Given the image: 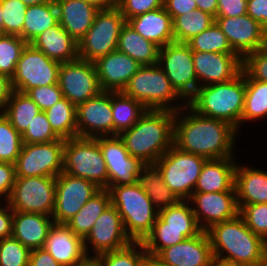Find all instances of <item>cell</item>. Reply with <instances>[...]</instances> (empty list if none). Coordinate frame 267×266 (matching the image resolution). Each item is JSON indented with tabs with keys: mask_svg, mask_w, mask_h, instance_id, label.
I'll return each mask as SVG.
<instances>
[{
	"mask_svg": "<svg viewBox=\"0 0 267 266\" xmlns=\"http://www.w3.org/2000/svg\"><path fill=\"white\" fill-rule=\"evenodd\" d=\"M187 107L191 115L179 117L178 110L175 112L173 145L206 159L232 157L236 129L229 123L199 114L189 104Z\"/></svg>",
	"mask_w": 267,
	"mask_h": 266,
	"instance_id": "6da1fadb",
	"label": "cell"
},
{
	"mask_svg": "<svg viewBox=\"0 0 267 266\" xmlns=\"http://www.w3.org/2000/svg\"><path fill=\"white\" fill-rule=\"evenodd\" d=\"M172 110L147 109L128 130L119 134L131 156L144 164H155L173 145Z\"/></svg>",
	"mask_w": 267,
	"mask_h": 266,
	"instance_id": "7a4b0ae2",
	"label": "cell"
},
{
	"mask_svg": "<svg viewBox=\"0 0 267 266\" xmlns=\"http://www.w3.org/2000/svg\"><path fill=\"white\" fill-rule=\"evenodd\" d=\"M245 90L246 72L242 69L231 81L201 84L187 104L199 114L229 123L237 130L242 123Z\"/></svg>",
	"mask_w": 267,
	"mask_h": 266,
	"instance_id": "3957f363",
	"label": "cell"
},
{
	"mask_svg": "<svg viewBox=\"0 0 267 266\" xmlns=\"http://www.w3.org/2000/svg\"><path fill=\"white\" fill-rule=\"evenodd\" d=\"M207 233L214 258L241 262L249 266H257L263 261V239L246 226L240 215L214 224ZM224 251L227 252L226 256H222Z\"/></svg>",
	"mask_w": 267,
	"mask_h": 266,
	"instance_id": "277c9868",
	"label": "cell"
},
{
	"mask_svg": "<svg viewBox=\"0 0 267 266\" xmlns=\"http://www.w3.org/2000/svg\"><path fill=\"white\" fill-rule=\"evenodd\" d=\"M111 204L118 210L124 229L133 242H142L159 215L152 201L138 185L108 186Z\"/></svg>",
	"mask_w": 267,
	"mask_h": 266,
	"instance_id": "5b68a950",
	"label": "cell"
},
{
	"mask_svg": "<svg viewBox=\"0 0 267 266\" xmlns=\"http://www.w3.org/2000/svg\"><path fill=\"white\" fill-rule=\"evenodd\" d=\"M127 96L140 101L147 109L183 111L184 107L167 106L181 96L172 87L170 80L158 64L143 65L130 78L122 91Z\"/></svg>",
	"mask_w": 267,
	"mask_h": 266,
	"instance_id": "8992f818",
	"label": "cell"
},
{
	"mask_svg": "<svg viewBox=\"0 0 267 266\" xmlns=\"http://www.w3.org/2000/svg\"><path fill=\"white\" fill-rule=\"evenodd\" d=\"M63 172L89 180L101 189L108 187L106 161L95 138L65 140Z\"/></svg>",
	"mask_w": 267,
	"mask_h": 266,
	"instance_id": "52a82bcc",
	"label": "cell"
},
{
	"mask_svg": "<svg viewBox=\"0 0 267 266\" xmlns=\"http://www.w3.org/2000/svg\"><path fill=\"white\" fill-rule=\"evenodd\" d=\"M207 159L172 147L154 164L161 172L167 187L180 199L194 193L202 167Z\"/></svg>",
	"mask_w": 267,
	"mask_h": 266,
	"instance_id": "ba28073f",
	"label": "cell"
},
{
	"mask_svg": "<svg viewBox=\"0 0 267 266\" xmlns=\"http://www.w3.org/2000/svg\"><path fill=\"white\" fill-rule=\"evenodd\" d=\"M125 24L126 19L116 5L99 9L92 26L78 42L79 58L94 62L117 50L119 35Z\"/></svg>",
	"mask_w": 267,
	"mask_h": 266,
	"instance_id": "9c48e42d",
	"label": "cell"
},
{
	"mask_svg": "<svg viewBox=\"0 0 267 266\" xmlns=\"http://www.w3.org/2000/svg\"><path fill=\"white\" fill-rule=\"evenodd\" d=\"M157 64L181 97L190 100L196 94L200 85L195 74L193 51L187 43L174 41L160 48Z\"/></svg>",
	"mask_w": 267,
	"mask_h": 266,
	"instance_id": "30bf717a",
	"label": "cell"
},
{
	"mask_svg": "<svg viewBox=\"0 0 267 266\" xmlns=\"http://www.w3.org/2000/svg\"><path fill=\"white\" fill-rule=\"evenodd\" d=\"M65 139L23 143L15 162L16 177H57L63 172Z\"/></svg>",
	"mask_w": 267,
	"mask_h": 266,
	"instance_id": "8fae6325",
	"label": "cell"
},
{
	"mask_svg": "<svg viewBox=\"0 0 267 266\" xmlns=\"http://www.w3.org/2000/svg\"><path fill=\"white\" fill-rule=\"evenodd\" d=\"M60 65L28 43L10 79L12 90L26 93L34 87L58 84Z\"/></svg>",
	"mask_w": 267,
	"mask_h": 266,
	"instance_id": "7c38bea8",
	"label": "cell"
},
{
	"mask_svg": "<svg viewBox=\"0 0 267 266\" xmlns=\"http://www.w3.org/2000/svg\"><path fill=\"white\" fill-rule=\"evenodd\" d=\"M56 177H16L8 200L13 211L51 216L55 206Z\"/></svg>",
	"mask_w": 267,
	"mask_h": 266,
	"instance_id": "4fadbf2b",
	"label": "cell"
},
{
	"mask_svg": "<svg viewBox=\"0 0 267 266\" xmlns=\"http://www.w3.org/2000/svg\"><path fill=\"white\" fill-rule=\"evenodd\" d=\"M58 84L63 97L76 107L102 92L94 63L80 58L61 63Z\"/></svg>",
	"mask_w": 267,
	"mask_h": 266,
	"instance_id": "5bb4252c",
	"label": "cell"
},
{
	"mask_svg": "<svg viewBox=\"0 0 267 266\" xmlns=\"http://www.w3.org/2000/svg\"><path fill=\"white\" fill-rule=\"evenodd\" d=\"M100 189L89 180L61 172L56 177L54 223L66 224Z\"/></svg>",
	"mask_w": 267,
	"mask_h": 266,
	"instance_id": "9a60e30c",
	"label": "cell"
},
{
	"mask_svg": "<svg viewBox=\"0 0 267 266\" xmlns=\"http://www.w3.org/2000/svg\"><path fill=\"white\" fill-rule=\"evenodd\" d=\"M100 146L108 171V186L137 183L142 168L146 165L130 155L119 135L95 138Z\"/></svg>",
	"mask_w": 267,
	"mask_h": 266,
	"instance_id": "2e32d148",
	"label": "cell"
},
{
	"mask_svg": "<svg viewBox=\"0 0 267 266\" xmlns=\"http://www.w3.org/2000/svg\"><path fill=\"white\" fill-rule=\"evenodd\" d=\"M76 126L77 137L114 136L111 92L102 91L96 97L79 104L76 107Z\"/></svg>",
	"mask_w": 267,
	"mask_h": 266,
	"instance_id": "e0dca14e",
	"label": "cell"
},
{
	"mask_svg": "<svg viewBox=\"0 0 267 266\" xmlns=\"http://www.w3.org/2000/svg\"><path fill=\"white\" fill-rule=\"evenodd\" d=\"M88 241L96 252V256L93 257L122 249L133 242L124 229L118 210L112 204L99 216L88 235L83 239L87 257H89L87 254L88 244H86Z\"/></svg>",
	"mask_w": 267,
	"mask_h": 266,
	"instance_id": "ac0fdd59",
	"label": "cell"
},
{
	"mask_svg": "<svg viewBox=\"0 0 267 266\" xmlns=\"http://www.w3.org/2000/svg\"><path fill=\"white\" fill-rule=\"evenodd\" d=\"M189 199L198 207L192 209L202 231L239 215L236 192L193 193Z\"/></svg>",
	"mask_w": 267,
	"mask_h": 266,
	"instance_id": "d6986e66",
	"label": "cell"
},
{
	"mask_svg": "<svg viewBox=\"0 0 267 266\" xmlns=\"http://www.w3.org/2000/svg\"><path fill=\"white\" fill-rule=\"evenodd\" d=\"M195 74L208 85L233 80L242 72L243 59L237 53L193 51Z\"/></svg>",
	"mask_w": 267,
	"mask_h": 266,
	"instance_id": "ffe728a7",
	"label": "cell"
},
{
	"mask_svg": "<svg viewBox=\"0 0 267 266\" xmlns=\"http://www.w3.org/2000/svg\"><path fill=\"white\" fill-rule=\"evenodd\" d=\"M215 23L226 35L231 48L242 59L262 47L264 29L248 14L238 17H215Z\"/></svg>",
	"mask_w": 267,
	"mask_h": 266,
	"instance_id": "44dd1931",
	"label": "cell"
},
{
	"mask_svg": "<svg viewBox=\"0 0 267 266\" xmlns=\"http://www.w3.org/2000/svg\"><path fill=\"white\" fill-rule=\"evenodd\" d=\"M102 91H123L142 66L129 55L115 50L93 62Z\"/></svg>",
	"mask_w": 267,
	"mask_h": 266,
	"instance_id": "7402d4cb",
	"label": "cell"
},
{
	"mask_svg": "<svg viewBox=\"0 0 267 266\" xmlns=\"http://www.w3.org/2000/svg\"><path fill=\"white\" fill-rule=\"evenodd\" d=\"M158 256L168 266H211L214 258L207 231L163 249Z\"/></svg>",
	"mask_w": 267,
	"mask_h": 266,
	"instance_id": "603a6c76",
	"label": "cell"
},
{
	"mask_svg": "<svg viewBox=\"0 0 267 266\" xmlns=\"http://www.w3.org/2000/svg\"><path fill=\"white\" fill-rule=\"evenodd\" d=\"M43 248L62 266L77 265L88 258L83 239L75 235L66 224L52 225Z\"/></svg>",
	"mask_w": 267,
	"mask_h": 266,
	"instance_id": "cb8c5ba5",
	"label": "cell"
},
{
	"mask_svg": "<svg viewBox=\"0 0 267 266\" xmlns=\"http://www.w3.org/2000/svg\"><path fill=\"white\" fill-rule=\"evenodd\" d=\"M59 24L78 43L92 26L99 9L84 0H54Z\"/></svg>",
	"mask_w": 267,
	"mask_h": 266,
	"instance_id": "d4e9b609",
	"label": "cell"
},
{
	"mask_svg": "<svg viewBox=\"0 0 267 266\" xmlns=\"http://www.w3.org/2000/svg\"><path fill=\"white\" fill-rule=\"evenodd\" d=\"M232 157L207 159L202 167L194 193L236 192Z\"/></svg>",
	"mask_w": 267,
	"mask_h": 266,
	"instance_id": "484cf974",
	"label": "cell"
},
{
	"mask_svg": "<svg viewBox=\"0 0 267 266\" xmlns=\"http://www.w3.org/2000/svg\"><path fill=\"white\" fill-rule=\"evenodd\" d=\"M53 224L44 214L13 211L12 236L30 251L43 248Z\"/></svg>",
	"mask_w": 267,
	"mask_h": 266,
	"instance_id": "4316f807",
	"label": "cell"
},
{
	"mask_svg": "<svg viewBox=\"0 0 267 266\" xmlns=\"http://www.w3.org/2000/svg\"><path fill=\"white\" fill-rule=\"evenodd\" d=\"M145 39L160 48L174 42L173 20L164 6L126 21Z\"/></svg>",
	"mask_w": 267,
	"mask_h": 266,
	"instance_id": "83f0119b",
	"label": "cell"
},
{
	"mask_svg": "<svg viewBox=\"0 0 267 266\" xmlns=\"http://www.w3.org/2000/svg\"><path fill=\"white\" fill-rule=\"evenodd\" d=\"M30 44L47 57L60 63L79 58L78 43L59 24V22L36 36Z\"/></svg>",
	"mask_w": 267,
	"mask_h": 266,
	"instance_id": "f1b7e54d",
	"label": "cell"
},
{
	"mask_svg": "<svg viewBox=\"0 0 267 266\" xmlns=\"http://www.w3.org/2000/svg\"><path fill=\"white\" fill-rule=\"evenodd\" d=\"M234 187L239 210L246 204L267 203L265 171L236 166Z\"/></svg>",
	"mask_w": 267,
	"mask_h": 266,
	"instance_id": "f546056e",
	"label": "cell"
},
{
	"mask_svg": "<svg viewBox=\"0 0 267 266\" xmlns=\"http://www.w3.org/2000/svg\"><path fill=\"white\" fill-rule=\"evenodd\" d=\"M117 50L143 66L158 63L160 47L145 39L126 22L119 35Z\"/></svg>",
	"mask_w": 267,
	"mask_h": 266,
	"instance_id": "4dcf8cb0",
	"label": "cell"
},
{
	"mask_svg": "<svg viewBox=\"0 0 267 266\" xmlns=\"http://www.w3.org/2000/svg\"><path fill=\"white\" fill-rule=\"evenodd\" d=\"M137 183L145 191L153 205H156L158 211L175 205L180 201L167 187L161 172L154 164H148L142 168Z\"/></svg>",
	"mask_w": 267,
	"mask_h": 266,
	"instance_id": "1f68e13d",
	"label": "cell"
},
{
	"mask_svg": "<svg viewBox=\"0 0 267 266\" xmlns=\"http://www.w3.org/2000/svg\"><path fill=\"white\" fill-rule=\"evenodd\" d=\"M110 204L108 189H100L66 225L75 235L84 239Z\"/></svg>",
	"mask_w": 267,
	"mask_h": 266,
	"instance_id": "d6a6232c",
	"label": "cell"
},
{
	"mask_svg": "<svg viewBox=\"0 0 267 266\" xmlns=\"http://www.w3.org/2000/svg\"><path fill=\"white\" fill-rule=\"evenodd\" d=\"M111 107L114 136L130 129L147 110L140 101L127 96L122 91L111 92Z\"/></svg>",
	"mask_w": 267,
	"mask_h": 266,
	"instance_id": "836d02e7",
	"label": "cell"
},
{
	"mask_svg": "<svg viewBox=\"0 0 267 266\" xmlns=\"http://www.w3.org/2000/svg\"><path fill=\"white\" fill-rule=\"evenodd\" d=\"M58 11L54 1L28 6L22 30V39L30 43L36 36L58 23Z\"/></svg>",
	"mask_w": 267,
	"mask_h": 266,
	"instance_id": "e575fe53",
	"label": "cell"
},
{
	"mask_svg": "<svg viewBox=\"0 0 267 266\" xmlns=\"http://www.w3.org/2000/svg\"><path fill=\"white\" fill-rule=\"evenodd\" d=\"M39 112L41 109L26 93L12 90L4 112L1 113L22 135Z\"/></svg>",
	"mask_w": 267,
	"mask_h": 266,
	"instance_id": "d590c367",
	"label": "cell"
},
{
	"mask_svg": "<svg viewBox=\"0 0 267 266\" xmlns=\"http://www.w3.org/2000/svg\"><path fill=\"white\" fill-rule=\"evenodd\" d=\"M45 113L52 129L61 139L77 137L76 106L67 98H61Z\"/></svg>",
	"mask_w": 267,
	"mask_h": 266,
	"instance_id": "8d00e7d4",
	"label": "cell"
},
{
	"mask_svg": "<svg viewBox=\"0 0 267 266\" xmlns=\"http://www.w3.org/2000/svg\"><path fill=\"white\" fill-rule=\"evenodd\" d=\"M215 22L211 14L195 9L177 16L173 20V33L176 42H187L193 36L205 31Z\"/></svg>",
	"mask_w": 267,
	"mask_h": 266,
	"instance_id": "74e56055",
	"label": "cell"
},
{
	"mask_svg": "<svg viewBox=\"0 0 267 266\" xmlns=\"http://www.w3.org/2000/svg\"><path fill=\"white\" fill-rule=\"evenodd\" d=\"M201 231V229L152 228L142 244L146 252L158 255L163 249L192 238Z\"/></svg>",
	"mask_w": 267,
	"mask_h": 266,
	"instance_id": "f35d334b",
	"label": "cell"
},
{
	"mask_svg": "<svg viewBox=\"0 0 267 266\" xmlns=\"http://www.w3.org/2000/svg\"><path fill=\"white\" fill-rule=\"evenodd\" d=\"M267 116V82L252 79L246 73V90L241 121Z\"/></svg>",
	"mask_w": 267,
	"mask_h": 266,
	"instance_id": "ab89813d",
	"label": "cell"
},
{
	"mask_svg": "<svg viewBox=\"0 0 267 266\" xmlns=\"http://www.w3.org/2000/svg\"><path fill=\"white\" fill-rule=\"evenodd\" d=\"M153 228L201 229L193 209L185 203V200L160 210Z\"/></svg>",
	"mask_w": 267,
	"mask_h": 266,
	"instance_id": "60d3db41",
	"label": "cell"
},
{
	"mask_svg": "<svg viewBox=\"0 0 267 266\" xmlns=\"http://www.w3.org/2000/svg\"><path fill=\"white\" fill-rule=\"evenodd\" d=\"M192 51L236 53L220 27L214 22L209 28L186 42Z\"/></svg>",
	"mask_w": 267,
	"mask_h": 266,
	"instance_id": "b9f144b4",
	"label": "cell"
},
{
	"mask_svg": "<svg viewBox=\"0 0 267 266\" xmlns=\"http://www.w3.org/2000/svg\"><path fill=\"white\" fill-rule=\"evenodd\" d=\"M22 145V135L0 113V162L15 164Z\"/></svg>",
	"mask_w": 267,
	"mask_h": 266,
	"instance_id": "7bdbcfd3",
	"label": "cell"
},
{
	"mask_svg": "<svg viewBox=\"0 0 267 266\" xmlns=\"http://www.w3.org/2000/svg\"><path fill=\"white\" fill-rule=\"evenodd\" d=\"M27 44L16 35L0 37V74L7 76L9 79L13 77L17 61Z\"/></svg>",
	"mask_w": 267,
	"mask_h": 266,
	"instance_id": "ee69618b",
	"label": "cell"
},
{
	"mask_svg": "<svg viewBox=\"0 0 267 266\" xmlns=\"http://www.w3.org/2000/svg\"><path fill=\"white\" fill-rule=\"evenodd\" d=\"M137 246V247H134ZM143 250L138 253V248ZM146 253L142 242H132L127 247L98 255V266H142V258Z\"/></svg>",
	"mask_w": 267,
	"mask_h": 266,
	"instance_id": "f6af8a7d",
	"label": "cell"
},
{
	"mask_svg": "<svg viewBox=\"0 0 267 266\" xmlns=\"http://www.w3.org/2000/svg\"><path fill=\"white\" fill-rule=\"evenodd\" d=\"M5 35L22 38L25 13L28 6L21 0H1Z\"/></svg>",
	"mask_w": 267,
	"mask_h": 266,
	"instance_id": "bcb514c9",
	"label": "cell"
},
{
	"mask_svg": "<svg viewBox=\"0 0 267 266\" xmlns=\"http://www.w3.org/2000/svg\"><path fill=\"white\" fill-rule=\"evenodd\" d=\"M61 138L54 132L45 111L34 116L33 121L22 134V141L26 144L52 142Z\"/></svg>",
	"mask_w": 267,
	"mask_h": 266,
	"instance_id": "7dc6e473",
	"label": "cell"
},
{
	"mask_svg": "<svg viewBox=\"0 0 267 266\" xmlns=\"http://www.w3.org/2000/svg\"><path fill=\"white\" fill-rule=\"evenodd\" d=\"M30 250L13 236L0 240V266H29Z\"/></svg>",
	"mask_w": 267,
	"mask_h": 266,
	"instance_id": "c3c4849f",
	"label": "cell"
},
{
	"mask_svg": "<svg viewBox=\"0 0 267 266\" xmlns=\"http://www.w3.org/2000/svg\"><path fill=\"white\" fill-rule=\"evenodd\" d=\"M246 226L263 240L267 237V203L246 204L239 210Z\"/></svg>",
	"mask_w": 267,
	"mask_h": 266,
	"instance_id": "681fc988",
	"label": "cell"
},
{
	"mask_svg": "<svg viewBox=\"0 0 267 266\" xmlns=\"http://www.w3.org/2000/svg\"><path fill=\"white\" fill-rule=\"evenodd\" d=\"M242 69L255 80L267 82V52L262 48L243 58Z\"/></svg>",
	"mask_w": 267,
	"mask_h": 266,
	"instance_id": "f907efd6",
	"label": "cell"
},
{
	"mask_svg": "<svg viewBox=\"0 0 267 266\" xmlns=\"http://www.w3.org/2000/svg\"><path fill=\"white\" fill-rule=\"evenodd\" d=\"M26 94L38 105L41 111H46L63 98L59 84L34 87L29 89Z\"/></svg>",
	"mask_w": 267,
	"mask_h": 266,
	"instance_id": "816d5d0a",
	"label": "cell"
},
{
	"mask_svg": "<svg viewBox=\"0 0 267 266\" xmlns=\"http://www.w3.org/2000/svg\"><path fill=\"white\" fill-rule=\"evenodd\" d=\"M126 21L164 6V0H119L115 4Z\"/></svg>",
	"mask_w": 267,
	"mask_h": 266,
	"instance_id": "f5cc1de1",
	"label": "cell"
},
{
	"mask_svg": "<svg viewBox=\"0 0 267 266\" xmlns=\"http://www.w3.org/2000/svg\"><path fill=\"white\" fill-rule=\"evenodd\" d=\"M16 180L15 165L7 162H0V196H6L7 202L12 193Z\"/></svg>",
	"mask_w": 267,
	"mask_h": 266,
	"instance_id": "db71d44e",
	"label": "cell"
},
{
	"mask_svg": "<svg viewBox=\"0 0 267 266\" xmlns=\"http://www.w3.org/2000/svg\"><path fill=\"white\" fill-rule=\"evenodd\" d=\"M247 14V0H218L216 17H238Z\"/></svg>",
	"mask_w": 267,
	"mask_h": 266,
	"instance_id": "11a10c76",
	"label": "cell"
},
{
	"mask_svg": "<svg viewBox=\"0 0 267 266\" xmlns=\"http://www.w3.org/2000/svg\"><path fill=\"white\" fill-rule=\"evenodd\" d=\"M247 14L263 29L267 28V0H247Z\"/></svg>",
	"mask_w": 267,
	"mask_h": 266,
	"instance_id": "9f6ffc18",
	"label": "cell"
},
{
	"mask_svg": "<svg viewBox=\"0 0 267 266\" xmlns=\"http://www.w3.org/2000/svg\"><path fill=\"white\" fill-rule=\"evenodd\" d=\"M164 8L174 20L177 16L197 9V4L195 0H164Z\"/></svg>",
	"mask_w": 267,
	"mask_h": 266,
	"instance_id": "6f0895ef",
	"label": "cell"
},
{
	"mask_svg": "<svg viewBox=\"0 0 267 266\" xmlns=\"http://www.w3.org/2000/svg\"><path fill=\"white\" fill-rule=\"evenodd\" d=\"M29 266H62L45 248L30 251Z\"/></svg>",
	"mask_w": 267,
	"mask_h": 266,
	"instance_id": "680465c9",
	"label": "cell"
},
{
	"mask_svg": "<svg viewBox=\"0 0 267 266\" xmlns=\"http://www.w3.org/2000/svg\"><path fill=\"white\" fill-rule=\"evenodd\" d=\"M9 210V211H8ZM9 212V213H7ZM13 229V210L7 202V207L0 208V240L11 237Z\"/></svg>",
	"mask_w": 267,
	"mask_h": 266,
	"instance_id": "91938a15",
	"label": "cell"
},
{
	"mask_svg": "<svg viewBox=\"0 0 267 266\" xmlns=\"http://www.w3.org/2000/svg\"><path fill=\"white\" fill-rule=\"evenodd\" d=\"M11 91V80L7 76L0 74V111L3 108L5 109Z\"/></svg>",
	"mask_w": 267,
	"mask_h": 266,
	"instance_id": "94428289",
	"label": "cell"
},
{
	"mask_svg": "<svg viewBox=\"0 0 267 266\" xmlns=\"http://www.w3.org/2000/svg\"><path fill=\"white\" fill-rule=\"evenodd\" d=\"M195 2L197 4V9L216 17L218 0H195Z\"/></svg>",
	"mask_w": 267,
	"mask_h": 266,
	"instance_id": "6125c7cd",
	"label": "cell"
},
{
	"mask_svg": "<svg viewBox=\"0 0 267 266\" xmlns=\"http://www.w3.org/2000/svg\"><path fill=\"white\" fill-rule=\"evenodd\" d=\"M142 266H168L158 255L146 252L142 258Z\"/></svg>",
	"mask_w": 267,
	"mask_h": 266,
	"instance_id": "be15d7a7",
	"label": "cell"
},
{
	"mask_svg": "<svg viewBox=\"0 0 267 266\" xmlns=\"http://www.w3.org/2000/svg\"><path fill=\"white\" fill-rule=\"evenodd\" d=\"M211 266H249V265L226 259L213 258Z\"/></svg>",
	"mask_w": 267,
	"mask_h": 266,
	"instance_id": "e7e4bbea",
	"label": "cell"
},
{
	"mask_svg": "<svg viewBox=\"0 0 267 266\" xmlns=\"http://www.w3.org/2000/svg\"><path fill=\"white\" fill-rule=\"evenodd\" d=\"M84 1L94 5L98 9H107L115 5L111 0H84Z\"/></svg>",
	"mask_w": 267,
	"mask_h": 266,
	"instance_id": "03108f58",
	"label": "cell"
},
{
	"mask_svg": "<svg viewBox=\"0 0 267 266\" xmlns=\"http://www.w3.org/2000/svg\"><path fill=\"white\" fill-rule=\"evenodd\" d=\"M73 266H98V264H97V260L95 257H91V258L88 257L83 262L77 265H73Z\"/></svg>",
	"mask_w": 267,
	"mask_h": 266,
	"instance_id": "003e7915",
	"label": "cell"
},
{
	"mask_svg": "<svg viewBox=\"0 0 267 266\" xmlns=\"http://www.w3.org/2000/svg\"><path fill=\"white\" fill-rule=\"evenodd\" d=\"M23 3H25L27 6H32V5H39L43 3H48L54 0H21Z\"/></svg>",
	"mask_w": 267,
	"mask_h": 266,
	"instance_id": "a7ac6f4b",
	"label": "cell"
},
{
	"mask_svg": "<svg viewBox=\"0 0 267 266\" xmlns=\"http://www.w3.org/2000/svg\"><path fill=\"white\" fill-rule=\"evenodd\" d=\"M2 6H1V0H0V37L5 35V30H4V23L2 19Z\"/></svg>",
	"mask_w": 267,
	"mask_h": 266,
	"instance_id": "89a4df30",
	"label": "cell"
},
{
	"mask_svg": "<svg viewBox=\"0 0 267 266\" xmlns=\"http://www.w3.org/2000/svg\"><path fill=\"white\" fill-rule=\"evenodd\" d=\"M261 48L267 52V28L263 30V42Z\"/></svg>",
	"mask_w": 267,
	"mask_h": 266,
	"instance_id": "2644e50d",
	"label": "cell"
},
{
	"mask_svg": "<svg viewBox=\"0 0 267 266\" xmlns=\"http://www.w3.org/2000/svg\"><path fill=\"white\" fill-rule=\"evenodd\" d=\"M264 258L267 259V237L263 240Z\"/></svg>",
	"mask_w": 267,
	"mask_h": 266,
	"instance_id": "8c879c8a",
	"label": "cell"
},
{
	"mask_svg": "<svg viewBox=\"0 0 267 266\" xmlns=\"http://www.w3.org/2000/svg\"><path fill=\"white\" fill-rule=\"evenodd\" d=\"M257 266H267V259H263Z\"/></svg>",
	"mask_w": 267,
	"mask_h": 266,
	"instance_id": "753ad0ef",
	"label": "cell"
},
{
	"mask_svg": "<svg viewBox=\"0 0 267 266\" xmlns=\"http://www.w3.org/2000/svg\"><path fill=\"white\" fill-rule=\"evenodd\" d=\"M114 4H116L119 0H111Z\"/></svg>",
	"mask_w": 267,
	"mask_h": 266,
	"instance_id": "34e18365",
	"label": "cell"
}]
</instances>
